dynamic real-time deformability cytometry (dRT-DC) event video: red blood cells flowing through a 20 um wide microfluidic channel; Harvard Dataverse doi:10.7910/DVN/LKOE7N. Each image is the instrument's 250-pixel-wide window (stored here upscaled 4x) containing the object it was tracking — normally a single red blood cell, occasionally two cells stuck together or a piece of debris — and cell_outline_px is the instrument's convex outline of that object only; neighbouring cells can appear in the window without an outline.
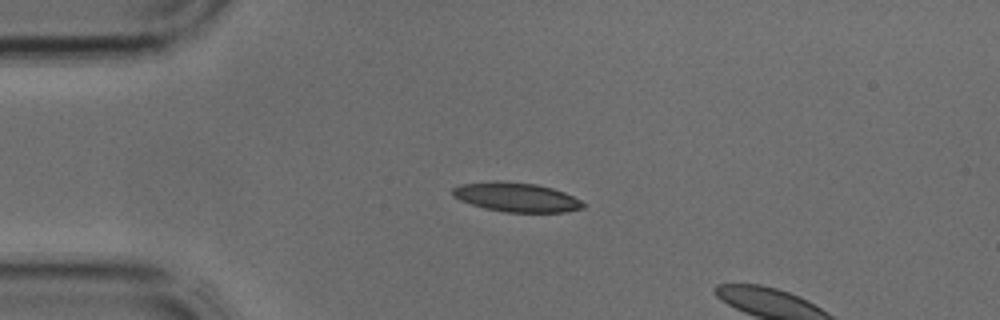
{"species": "common noctule bat (a hibernating species)", "species_latin": "Nyctalus noctula", "temperature_condition": "cold", "stored_images_in_passage": 3, "segment_of_instrument_passage": [1, 2], "camera_frame_rate_fps": 3000, "um_per_image_px": 0.085, "animal": {"sex": "male", "body_mass_g": 17.9, "forearm_length_mm": 54.2}, "frame": {"image": 1, "passage_image": 2, "time_ms": 0.333, "image_size_px": [1000, 320], "cell_outline_px": [[588, 204], [584, 208], [564, 212], [504, 212], [484, 208], [460, 200], [452, 196], [452, 188], [460, 184], [496, 180], [536, 184], [552, 188], [564, 192]], "centroid_in_image_um": [43.89, 16.76], "position_along_channel_um": 41.1, "area_um2": 22.37}}